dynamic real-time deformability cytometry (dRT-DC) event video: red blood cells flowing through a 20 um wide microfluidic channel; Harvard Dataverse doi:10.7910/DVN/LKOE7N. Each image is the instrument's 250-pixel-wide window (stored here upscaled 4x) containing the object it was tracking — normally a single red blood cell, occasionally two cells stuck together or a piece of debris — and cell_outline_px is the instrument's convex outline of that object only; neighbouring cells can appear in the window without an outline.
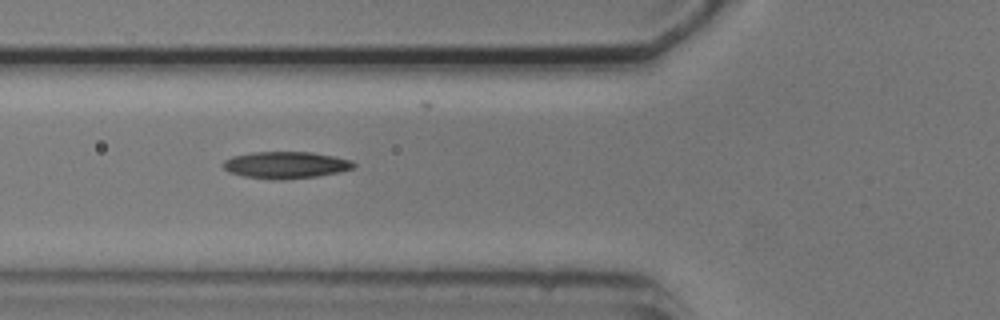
{"species": "common noctule bat (a hibernating species)", "species_latin": "Nyctalus noctula", "temperature_condition": "cold", "stored_images_in_passage": 9, "camera_frame_rate_fps": 3000, "um_per_image_px": 0.085, "animal": {"sex": "male", "body_mass_g": 20.5, "forearm_length_mm": 52.5}, "frame": {"image": 1, "passage_image": 6, "time_ms": 5.667, "image_size_px": [1000, 320], "cell_outline_px": [[356, 164], [352, 168], [340, 172], [316, 176], [284, 180], [272, 180], [244, 176], [228, 172], [220, 164], [224, 160], [232, 156], [252, 152], [312, 152], [352, 160]], "centroid_in_image_um": [24.25, 14.03], "position_along_channel_um": 101.6, "area_um2": 20.58}}
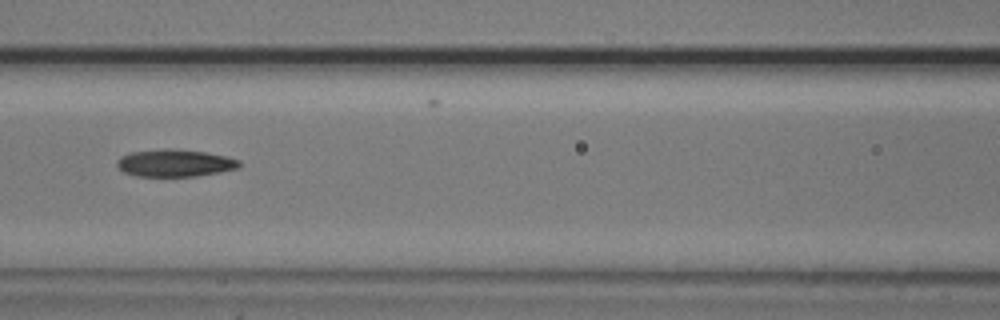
{"frame": {"image": 2, "passage_image": 7, "time_ms": 7.0, "image_size_px": [1000, 320], "cell_outline_px": [[240, 168], [220, 172], [196, 176], [136, 176], [124, 172], [116, 164], [116, 160], [120, 156], [132, 152], [168, 148], [172, 148], [204, 152], [228, 156], [240, 160]], "centroid_in_image_um": [14.88, 13.85], "position_along_channel_um": 151.7, "area_um2": 19.54}}